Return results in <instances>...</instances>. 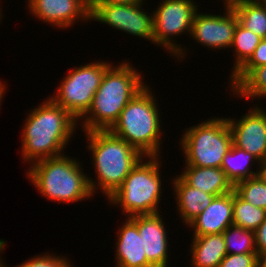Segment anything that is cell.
Listing matches in <instances>:
<instances>
[{
	"label": "cell",
	"instance_id": "cell-1",
	"mask_svg": "<svg viewBox=\"0 0 266 267\" xmlns=\"http://www.w3.org/2000/svg\"><path fill=\"white\" fill-rule=\"evenodd\" d=\"M29 113L21 135L25 163L63 155L80 122L50 97Z\"/></svg>",
	"mask_w": 266,
	"mask_h": 267
},
{
	"label": "cell",
	"instance_id": "cell-2",
	"mask_svg": "<svg viewBox=\"0 0 266 267\" xmlns=\"http://www.w3.org/2000/svg\"><path fill=\"white\" fill-rule=\"evenodd\" d=\"M112 65L106 69L92 105L82 117L83 132L110 130L128 102L146 86L140 72L128 61Z\"/></svg>",
	"mask_w": 266,
	"mask_h": 267
},
{
	"label": "cell",
	"instance_id": "cell-3",
	"mask_svg": "<svg viewBox=\"0 0 266 267\" xmlns=\"http://www.w3.org/2000/svg\"><path fill=\"white\" fill-rule=\"evenodd\" d=\"M85 134L89 143L86 147L92 152L97 175V182L88 177L91 191L94 195L99 188L108 198L144 156L110 130L88 131Z\"/></svg>",
	"mask_w": 266,
	"mask_h": 267
},
{
	"label": "cell",
	"instance_id": "cell-4",
	"mask_svg": "<svg viewBox=\"0 0 266 267\" xmlns=\"http://www.w3.org/2000/svg\"><path fill=\"white\" fill-rule=\"evenodd\" d=\"M149 87L146 85L128 102L110 131L143 156H160L161 116Z\"/></svg>",
	"mask_w": 266,
	"mask_h": 267
},
{
	"label": "cell",
	"instance_id": "cell-5",
	"mask_svg": "<svg viewBox=\"0 0 266 267\" xmlns=\"http://www.w3.org/2000/svg\"><path fill=\"white\" fill-rule=\"evenodd\" d=\"M79 160L66 155L35 162L26 173L42 196L60 203L78 202L93 196Z\"/></svg>",
	"mask_w": 266,
	"mask_h": 267
},
{
	"label": "cell",
	"instance_id": "cell-6",
	"mask_svg": "<svg viewBox=\"0 0 266 267\" xmlns=\"http://www.w3.org/2000/svg\"><path fill=\"white\" fill-rule=\"evenodd\" d=\"M145 158L149 160L143 162ZM159 158V156L142 157L129 172L123 184L107 198L111 205L121 207L125 216L161 213L158 210L162 199Z\"/></svg>",
	"mask_w": 266,
	"mask_h": 267
},
{
	"label": "cell",
	"instance_id": "cell-7",
	"mask_svg": "<svg viewBox=\"0 0 266 267\" xmlns=\"http://www.w3.org/2000/svg\"><path fill=\"white\" fill-rule=\"evenodd\" d=\"M180 148L185 165L221 168L223 158L233 145L227 118H209L185 130Z\"/></svg>",
	"mask_w": 266,
	"mask_h": 267
},
{
	"label": "cell",
	"instance_id": "cell-8",
	"mask_svg": "<svg viewBox=\"0 0 266 267\" xmlns=\"http://www.w3.org/2000/svg\"><path fill=\"white\" fill-rule=\"evenodd\" d=\"M113 63L92 61L69 71L50 98L68 111L77 121L90 109L106 69Z\"/></svg>",
	"mask_w": 266,
	"mask_h": 267
},
{
	"label": "cell",
	"instance_id": "cell-9",
	"mask_svg": "<svg viewBox=\"0 0 266 267\" xmlns=\"http://www.w3.org/2000/svg\"><path fill=\"white\" fill-rule=\"evenodd\" d=\"M198 6L193 0H161L153 11V44L163 46L173 57L185 59L186 48L172 40L176 35L191 34L192 23ZM172 37V38H171ZM175 42V43H174Z\"/></svg>",
	"mask_w": 266,
	"mask_h": 267
},
{
	"label": "cell",
	"instance_id": "cell-10",
	"mask_svg": "<svg viewBox=\"0 0 266 267\" xmlns=\"http://www.w3.org/2000/svg\"><path fill=\"white\" fill-rule=\"evenodd\" d=\"M89 8L90 21L107 24L129 35L148 39L153 44V13L142 9L143 4L101 3L89 4Z\"/></svg>",
	"mask_w": 266,
	"mask_h": 267
},
{
	"label": "cell",
	"instance_id": "cell-11",
	"mask_svg": "<svg viewBox=\"0 0 266 267\" xmlns=\"http://www.w3.org/2000/svg\"><path fill=\"white\" fill-rule=\"evenodd\" d=\"M238 18L232 8H225L223 15L196 12L191 38L210 49L231 48Z\"/></svg>",
	"mask_w": 266,
	"mask_h": 267
},
{
	"label": "cell",
	"instance_id": "cell-12",
	"mask_svg": "<svg viewBox=\"0 0 266 267\" xmlns=\"http://www.w3.org/2000/svg\"><path fill=\"white\" fill-rule=\"evenodd\" d=\"M255 107L240 119L227 117L233 145L251 153L260 162L266 160V111ZM262 107V108H261Z\"/></svg>",
	"mask_w": 266,
	"mask_h": 267
},
{
	"label": "cell",
	"instance_id": "cell-13",
	"mask_svg": "<svg viewBox=\"0 0 266 267\" xmlns=\"http://www.w3.org/2000/svg\"><path fill=\"white\" fill-rule=\"evenodd\" d=\"M28 7L36 19L61 29L91 20L88 0H28Z\"/></svg>",
	"mask_w": 266,
	"mask_h": 267
},
{
	"label": "cell",
	"instance_id": "cell-14",
	"mask_svg": "<svg viewBox=\"0 0 266 267\" xmlns=\"http://www.w3.org/2000/svg\"><path fill=\"white\" fill-rule=\"evenodd\" d=\"M160 213L129 217L141 236L147 260L154 267H168V232Z\"/></svg>",
	"mask_w": 266,
	"mask_h": 267
},
{
	"label": "cell",
	"instance_id": "cell-15",
	"mask_svg": "<svg viewBox=\"0 0 266 267\" xmlns=\"http://www.w3.org/2000/svg\"><path fill=\"white\" fill-rule=\"evenodd\" d=\"M231 225H233V191L215 197L187 227L193 229L192 236H203L221 234Z\"/></svg>",
	"mask_w": 266,
	"mask_h": 267
},
{
	"label": "cell",
	"instance_id": "cell-16",
	"mask_svg": "<svg viewBox=\"0 0 266 267\" xmlns=\"http://www.w3.org/2000/svg\"><path fill=\"white\" fill-rule=\"evenodd\" d=\"M118 229L115 267H154L145 255L137 225L129 218Z\"/></svg>",
	"mask_w": 266,
	"mask_h": 267
},
{
	"label": "cell",
	"instance_id": "cell-17",
	"mask_svg": "<svg viewBox=\"0 0 266 267\" xmlns=\"http://www.w3.org/2000/svg\"><path fill=\"white\" fill-rule=\"evenodd\" d=\"M184 168L179 176L193 188L216 197L234 191V185L221 168L190 165H186Z\"/></svg>",
	"mask_w": 266,
	"mask_h": 267
},
{
	"label": "cell",
	"instance_id": "cell-18",
	"mask_svg": "<svg viewBox=\"0 0 266 267\" xmlns=\"http://www.w3.org/2000/svg\"><path fill=\"white\" fill-rule=\"evenodd\" d=\"M173 179V189L176 195L177 211L186 226L204 211L216 197L188 185L179 174Z\"/></svg>",
	"mask_w": 266,
	"mask_h": 267
},
{
	"label": "cell",
	"instance_id": "cell-19",
	"mask_svg": "<svg viewBox=\"0 0 266 267\" xmlns=\"http://www.w3.org/2000/svg\"><path fill=\"white\" fill-rule=\"evenodd\" d=\"M193 237L190 245L191 266L219 267V264L227 255L223 234H207Z\"/></svg>",
	"mask_w": 266,
	"mask_h": 267
},
{
	"label": "cell",
	"instance_id": "cell-20",
	"mask_svg": "<svg viewBox=\"0 0 266 267\" xmlns=\"http://www.w3.org/2000/svg\"><path fill=\"white\" fill-rule=\"evenodd\" d=\"M252 162V163H251ZM260 164V161L251 153L246 152L234 145L223 158L221 169L225 171L227 178L235 185L237 182L259 175L251 170V165Z\"/></svg>",
	"mask_w": 266,
	"mask_h": 267
},
{
	"label": "cell",
	"instance_id": "cell-21",
	"mask_svg": "<svg viewBox=\"0 0 266 267\" xmlns=\"http://www.w3.org/2000/svg\"><path fill=\"white\" fill-rule=\"evenodd\" d=\"M232 9L242 27L266 38V3L263 0H244Z\"/></svg>",
	"mask_w": 266,
	"mask_h": 267
},
{
	"label": "cell",
	"instance_id": "cell-22",
	"mask_svg": "<svg viewBox=\"0 0 266 267\" xmlns=\"http://www.w3.org/2000/svg\"><path fill=\"white\" fill-rule=\"evenodd\" d=\"M230 90L240 98H266V65L251 68Z\"/></svg>",
	"mask_w": 266,
	"mask_h": 267
},
{
	"label": "cell",
	"instance_id": "cell-23",
	"mask_svg": "<svg viewBox=\"0 0 266 267\" xmlns=\"http://www.w3.org/2000/svg\"><path fill=\"white\" fill-rule=\"evenodd\" d=\"M262 38L250 31L249 29H245L239 23L235 29V33L233 36V43L231 48L234 50V65L232 74L230 77L234 75L253 55L254 50L261 42Z\"/></svg>",
	"mask_w": 266,
	"mask_h": 267
},
{
	"label": "cell",
	"instance_id": "cell-24",
	"mask_svg": "<svg viewBox=\"0 0 266 267\" xmlns=\"http://www.w3.org/2000/svg\"><path fill=\"white\" fill-rule=\"evenodd\" d=\"M265 217V209L253 206L233 191V225L254 232Z\"/></svg>",
	"mask_w": 266,
	"mask_h": 267
},
{
	"label": "cell",
	"instance_id": "cell-25",
	"mask_svg": "<svg viewBox=\"0 0 266 267\" xmlns=\"http://www.w3.org/2000/svg\"><path fill=\"white\" fill-rule=\"evenodd\" d=\"M222 234L227 254L257 253L253 231L231 225Z\"/></svg>",
	"mask_w": 266,
	"mask_h": 267
},
{
	"label": "cell",
	"instance_id": "cell-26",
	"mask_svg": "<svg viewBox=\"0 0 266 267\" xmlns=\"http://www.w3.org/2000/svg\"><path fill=\"white\" fill-rule=\"evenodd\" d=\"M234 191L253 206L266 210V182L260 175L237 182Z\"/></svg>",
	"mask_w": 266,
	"mask_h": 267
},
{
	"label": "cell",
	"instance_id": "cell-27",
	"mask_svg": "<svg viewBox=\"0 0 266 267\" xmlns=\"http://www.w3.org/2000/svg\"><path fill=\"white\" fill-rule=\"evenodd\" d=\"M264 65H266V38L261 40L249 60L234 75L229 77L230 88H232L251 68Z\"/></svg>",
	"mask_w": 266,
	"mask_h": 267
},
{
	"label": "cell",
	"instance_id": "cell-28",
	"mask_svg": "<svg viewBox=\"0 0 266 267\" xmlns=\"http://www.w3.org/2000/svg\"><path fill=\"white\" fill-rule=\"evenodd\" d=\"M4 262L0 258V267H6ZM16 267H73L69 260L65 258V256L60 257L59 255L46 253L43 255H37L33 258L31 257L29 260L22 262L20 265Z\"/></svg>",
	"mask_w": 266,
	"mask_h": 267
},
{
	"label": "cell",
	"instance_id": "cell-29",
	"mask_svg": "<svg viewBox=\"0 0 266 267\" xmlns=\"http://www.w3.org/2000/svg\"><path fill=\"white\" fill-rule=\"evenodd\" d=\"M257 253L227 254L219 267H258Z\"/></svg>",
	"mask_w": 266,
	"mask_h": 267
},
{
	"label": "cell",
	"instance_id": "cell-30",
	"mask_svg": "<svg viewBox=\"0 0 266 267\" xmlns=\"http://www.w3.org/2000/svg\"><path fill=\"white\" fill-rule=\"evenodd\" d=\"M255 248L257 255L266 254V217L265 220L254 231Z\"/></svg>",
	"mask_w": 266,
	"mask_h": 267
},
{
	"label": "cell",
	"instance_id": "cell-31",
	"mask_svg": "<svg viewBox=\"0 0 266 267\" xmlns=\"http://www.w3.org/2000/svg\"><path fill=\"white\" fill-rule=\"evenodd\" d=\"M88 1L89 4H101V3L144 4L143 0H88Z\"/></svg>",
	"mask_w": 266,
	"mask_h": 267
},
{
	"label": "cell",
	"instance_id": "cell-32",
	"mask_svg": "<svg viewBox=\"0 0 266 267\" xmlns=\"http://www.w3.org/2000/svg\"><path fill=\"white\" fill-rule=\"evenodd\" d=\"M257 167H259L260 177L266 182V160L260 162Z\"/></svg>",
	"mask_w": 266,
	"mask_h": 267
},
{
	"label": "cell",
	"instance_id": "cell-33",
	"mask_svg": "<svg viewBox=\"0 0 266 267\" xmlns=\"http://www.w3.org/2000/svg\"><path fill=\"white\" fill-rule=\"evenodd\" d=\"M244 0H224V7L225 8H234L235 6L239 5Z\"/></svg>",
	"mask_w": 266,
	"mask_h": 267
},
{
	"label": "cell",
	"instance_id": "cell-34",
	"mask_svg": "<svg viewBox=\"0 0 266 267\" xmlns=\"http://www.w3.org/2000/svg\"><path fill=\"white\" fill-rule=\"evenodd\" d=\"M258 267H266V254L259 256Z\"/></svg>",
	"mask_w": 266,
	"mask_h": 267
},
{
	"label": "cell",
	"instance_id": "cell-35",
	"mask_svg": "<svg viewBox=\"0 0 266 267\" xmlns=\"http://www.w3.org/2000/svg\"><path fill=\"white\" fill-rule=\"evenodd\" d=\"M5 83L3 84L2 81H0V105H1V102H2V97H4L3 95L5 94L4 92L6 91V88H5Z\"/></svg>",
	"mask_w": 266,
	"mask_h": 267
},
{
	"label": "cell",
	"instance_id": "cell-36",
	"mask_svg": "<svg viewBox=\"0 0 266 267\" xmlns=\"http://www.w3.org/2000/svg\"><path fill=\"white\" fill-rule=\"evenodd\" d=\"M5 247H6V242L3 239H0V253L3 252V249H5Z\"/></svg>",
	"mask_w": 266,
	"mask_h": 267
},
{
	"label": "cell",
	"instance_id": "cell-37",
	"mask_svg": "<svg viewBox=\"0 0 266 267\" xmlns=\"http://www.w3.org/2000/svg\"><path fill=\"white\" fill-rule=\"evenodd\" d=\"M1 9H2V8H0V21L2 20L1 17H3L2 13H1V12H2Z\"/></svg>",
	"mask_w": 266,
	"mask_h": 267
}]
</instances>
